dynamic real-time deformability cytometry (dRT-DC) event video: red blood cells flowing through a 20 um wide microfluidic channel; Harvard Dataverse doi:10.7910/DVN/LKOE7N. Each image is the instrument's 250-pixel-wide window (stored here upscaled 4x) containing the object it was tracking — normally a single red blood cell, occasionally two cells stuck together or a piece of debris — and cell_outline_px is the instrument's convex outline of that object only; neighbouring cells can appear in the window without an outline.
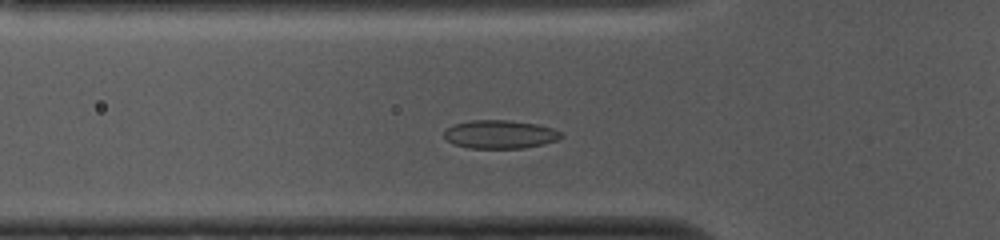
{"species": "common noctule bat (a hibernating species)", "species_latin": "Nyctalus noctula", "temperature_condition": "cold", "stored_images_in_passage": 34, "camera_frame_rate_fps": 3000, "um_per_image_px": 0.085, "animal": {"sex": "female", "body_mass_g": 10.0, "forearm_length_mm": 53.1}, "frame": {"image": 1, "passage_image": 10, "time_ms": 3.0, "image_size_px": [1000, 240], "cell_outline_px": [[564, 136], [556, 140], [544, 144], [524, 148], [468, 148], [456, 144], [448, 140], [444, 136], [444, 128], [452, 124], [472, 120], [508, 120], [536, 124], [552, 128], [560, 132]], "centroid_in_image_um": [42.48, 11.41], "position_along_channel_um": 83.3, "area_um2": 19.36}}
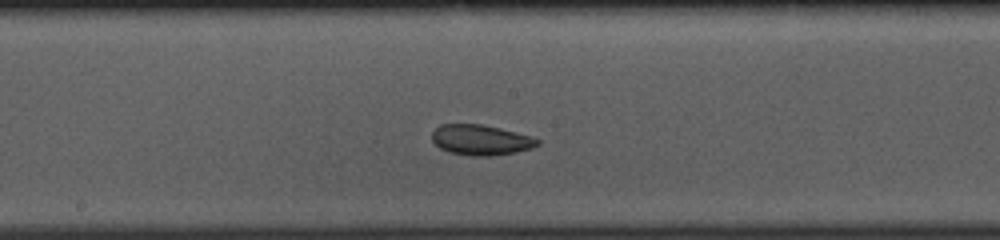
{"frame": {"image": 2, "passage_image": 20, "time_ms": 6.333, "image_size_px": [1000, 240], "cell_outline_px": [[540, 144], [532, 148], [516, 152], [492, 156], [472, 156], [448, 152], [440, 148], [432, 140], [432, 132], [440, 124], [484, 124], [532, 136], [540, 140]], "centroid_in_image_um": [40.88, 11.89], "position_along_channel_um": 207.3, "area_um2": 18.84}}
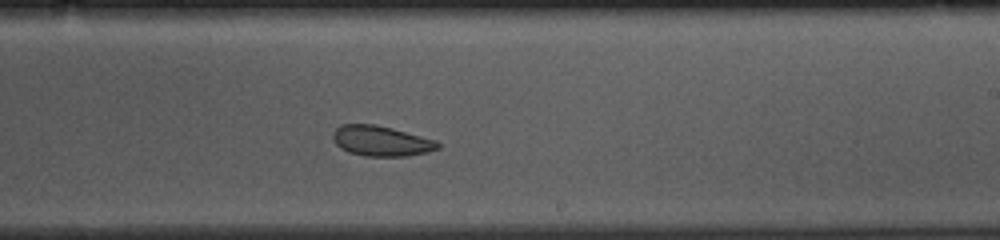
{"frame": {"image": 3, "passage_image": 24, "time_ms": 7.667, "image_size_px": [1000, 240], "cell_outline_px": [[440, 148], [428, 152], [408, 156], [364, 156], [348, 152], [340, 148], [336, 144], [332, 136], [336, 128], [340, 124], [376, 124], [392, 128], [436, 140], [440, 144]], "centroid_in_image_um": [32.4, 11.98], "position_along_channel_um": 256.6, "area_um2": 18.61}, "authors_computed_cell_mechanics": {"area_um2": 19.3341, "velocity_mm_per_s": 3.7056, "shape_relaxation_time_tau1_ms": null, "shape_relaxation_time_tau2_ms": 2.712, "deformation_change_tau1": null, "deformation_change_tau2": 0.0765}}